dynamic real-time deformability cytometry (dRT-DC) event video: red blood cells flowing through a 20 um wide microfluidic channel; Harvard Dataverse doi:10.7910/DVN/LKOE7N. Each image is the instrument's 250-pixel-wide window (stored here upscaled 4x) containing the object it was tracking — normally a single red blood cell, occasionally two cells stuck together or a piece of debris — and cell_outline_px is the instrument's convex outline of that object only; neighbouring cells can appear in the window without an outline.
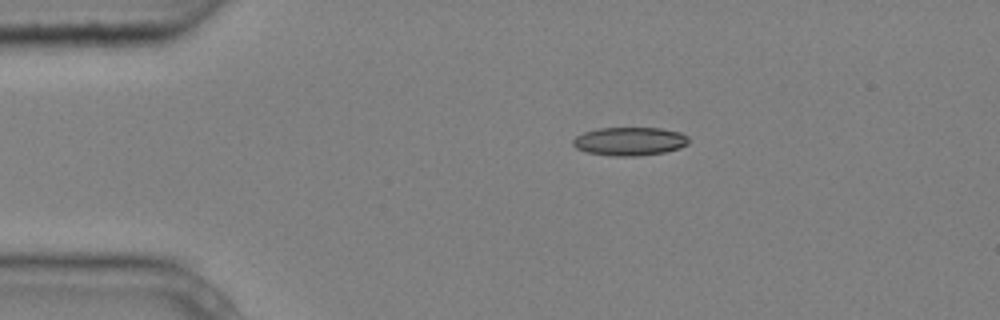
{"species": "common noctule bat (a hibernating species)", "species_latin": "Nyctalus noctula", "temperature_condition": "cold", "stored_images_in_passage": 3, "camera_frame_rate_fps": 3000, "um_per_image_px": 0.085, "animal": {"sex": "male", "body_mass_g": 20.4}, "frame": {"image": 1, "passage_image": 1, "time_ms": 0.0, "image_size_px": [1000, 320], "cell_outline_px": [[688, 144], [680, 148], [664, 152], [636, 156], [612, 156], [588, 152], [576, 148], [572, 144], [572, 140], [576, 136], [584, 132], [596, 128], [660, 128], [680, 132], [688, 136]], "centroid_in_image_um": [53.51, 12.01], "position_along_channel_um": 31.5, "area_um2": 19.19}}
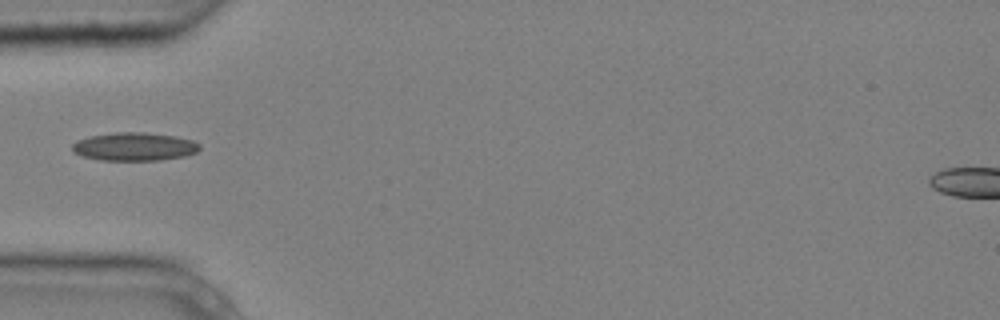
{"frame": {"image": 2, "passage_image": 3, "time_ms": 0.667, "image_size_px": [1000, 320], "cell_outline_px": [[200, 148], [196, 152], [184, 156], [160, 160], [100, 160], [80, 156], [72, 152], [72, 144], [76, 140], [92, 136], [116, 132], [144, 132], [176, 136], [192, 140], [200, 144]], "centroid_in_image_um": [11.4, 12.46], "position_along_channel_um": 73.6, "area_um2": 21.04}}